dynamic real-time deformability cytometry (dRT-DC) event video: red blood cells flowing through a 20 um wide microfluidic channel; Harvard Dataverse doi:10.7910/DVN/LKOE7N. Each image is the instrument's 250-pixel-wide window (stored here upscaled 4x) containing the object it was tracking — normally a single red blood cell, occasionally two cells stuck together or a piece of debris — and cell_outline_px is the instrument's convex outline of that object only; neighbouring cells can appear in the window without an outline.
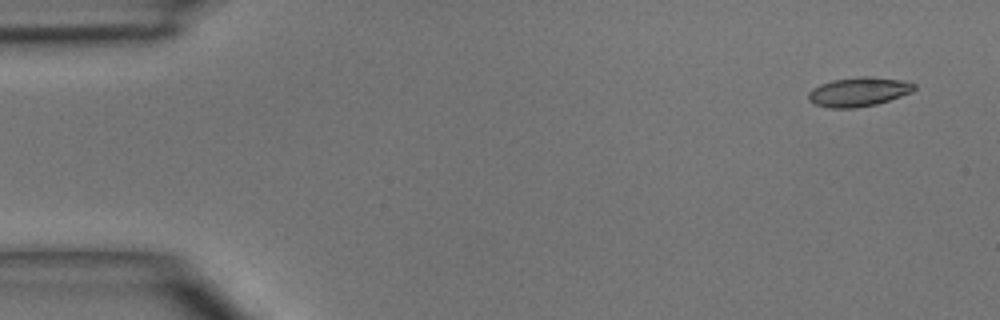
{"species": "common noctule bat (a hibernating species)", "species_latin": "Nyctalus noctula", "temperature_condition": "room temperature", "stored_images_in_passage": 3, "camera_frame_rate_fps": 3000, "um_per_image_px": 0.085, "animal": {"sex": "male", "body_mass_g": 15.6}, "frame": {"image": 1, "passage_image": 1, "time_ms": 0.0, "image_size_px": [1000, 320], "cell_outline_px": [[916, 88], [912, 92], [876, 104], [856, 108], [832, 108], [816, 104], [808, 100], [808, 92], [812, 88], [820, 84], [832, 80], [860, 76], [868, 76], [904, 80], [916, 84]], "centroid_in_image_um": [72.98, 7.79], "position_along_channel_um": 12.0, "area_um2": 18.03}}